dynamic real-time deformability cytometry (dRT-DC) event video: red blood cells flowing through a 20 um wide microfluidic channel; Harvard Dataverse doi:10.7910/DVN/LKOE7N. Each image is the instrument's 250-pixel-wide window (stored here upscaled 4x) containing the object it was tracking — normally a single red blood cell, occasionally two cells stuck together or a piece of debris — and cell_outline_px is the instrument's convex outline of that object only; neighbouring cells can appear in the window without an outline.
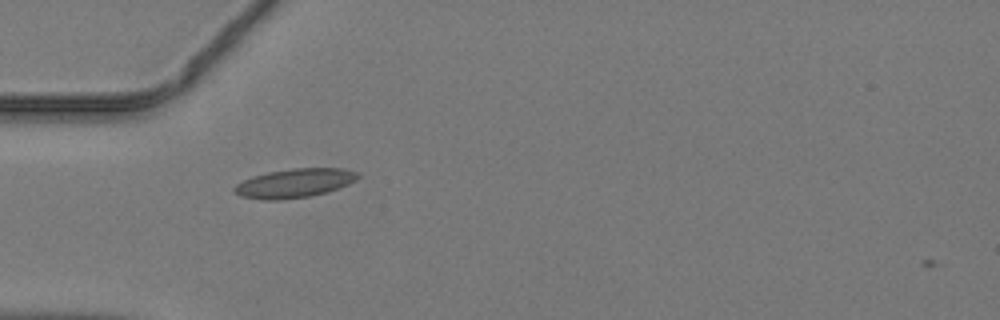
{"species": "common noctule bat (a hibernating species)", "species_latin": "Nyctalus noctula", "temperature_condition": "warm", "stored_images_in_passage": 33, "camera_frame_rate_fps": 3000, "um_per_image_px": 0.085, "animal": {"sex": "male", "body_mass_g": 19.2, "forearm_length_mm": 51.8}, "frame": {"image": 1, "passage_image": 1, "time_ms": 0.0, "image_size_px": [1000, 320], "cell_outline_px": [[360, 176], [356, 180], [348, 184], [328, 192], [308, 196], [280, 200], [260, 200], [240, 196], [232, 192], [232, 188], [236, 184], [252, 176], [268, 172], [292, 168], [344, 168], [356, 172]], "centroid_in_image_um": [24.99, 15.57], "position_along_channel_um": 60.0, "area_um2": 20.98}}
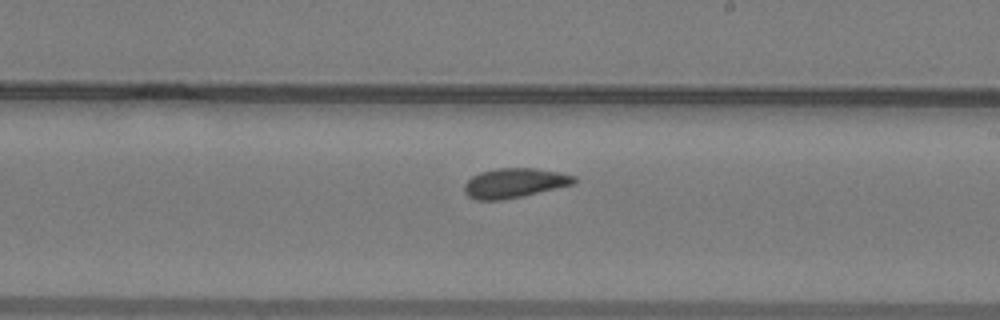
{"frame": {"image": 2, "passage_image": 14, "time_ms": 4.333, "image_size_px": [1000, 320], "cell_outline_px": [[576, 184], [524, 196], [504, 200], [476, 200], [468, 196], [464, 192], [464, 184], [472, 176], [480, 172], [500, 168], [536, 168], [560, 172], [576, 176]], "centroid_in_image_um": [43.76, 15.56], "position_along_channel_um": 245.2, "area_um2": 19.19}}
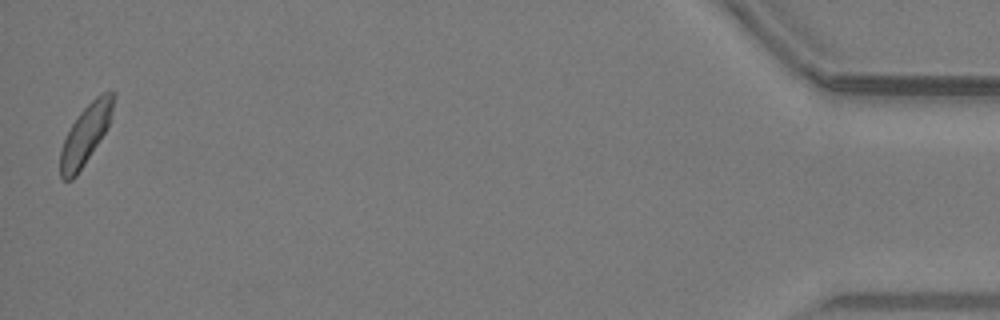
{"frame": {"image": 3, "passage_image": 33, "time_ms": 10.667, "image_size_px": [1000, 320], "cell_outline_px": [[116, 96], [108, 128], [76, 176], [72, 180], [60, 180], [60, 152], [64, 140], [72, 124], [80, 112], [100, 92], [112, 88], [116, 92]], "centroid_in_image_um": [7.31, 11.37], "position_along_channel_um": 427.9, "area_um2": 18.55}}